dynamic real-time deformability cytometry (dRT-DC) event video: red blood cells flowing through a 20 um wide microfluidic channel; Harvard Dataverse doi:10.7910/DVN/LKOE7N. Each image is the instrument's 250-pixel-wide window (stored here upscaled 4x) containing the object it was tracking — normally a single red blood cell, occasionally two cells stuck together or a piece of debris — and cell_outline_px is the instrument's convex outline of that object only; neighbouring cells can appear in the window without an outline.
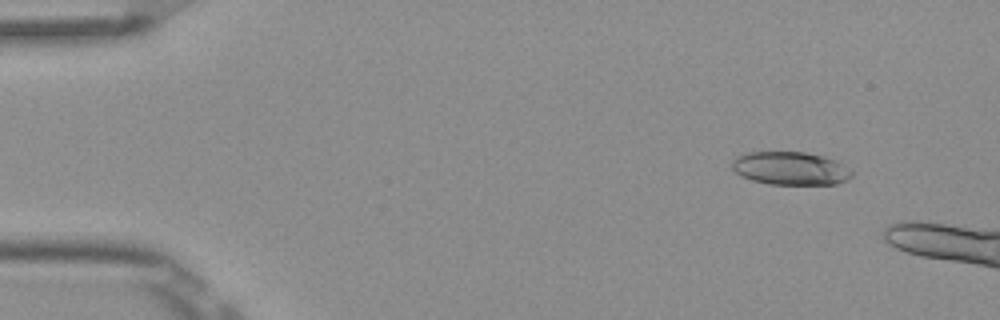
{"species": "Egyptian fruit bat (a non-hibernating species)", "species_latin": "Rousettus aegyptiacus", "temperature_condition": "room temperature", "stored_images_in_passage": 4, "camera_frame_rate_fps": 3000, "um_per_image_px": 0.085, "frame": {"image": 1, "passage_image": 2, "time_ms": 0.333, "image_size_px": [1000, 320], "cell_outline_px": [[852, 176], [848, 180], [836, 184], [768, 184], [752, 180], [740, 176], [732, 168], [732, 160], [736, 156], [744, 152], [804, 152], [824, 156], [836, 160], [852, 172]], "centroid_in_image_um": [67.16, 14.31], "position_along_channel_um": 17.8, "area_um2": 23.24}}